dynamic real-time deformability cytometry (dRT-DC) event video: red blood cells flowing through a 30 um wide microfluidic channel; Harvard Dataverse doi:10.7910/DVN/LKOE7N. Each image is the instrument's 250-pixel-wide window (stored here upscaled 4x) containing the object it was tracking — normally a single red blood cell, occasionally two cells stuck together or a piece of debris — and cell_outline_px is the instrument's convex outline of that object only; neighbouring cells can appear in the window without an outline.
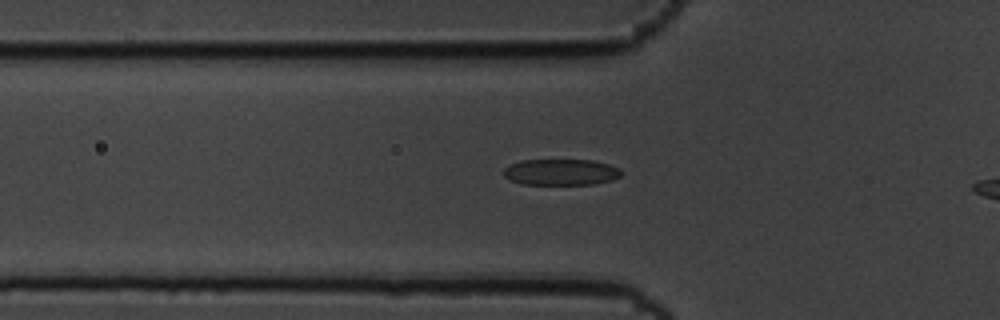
{"species": "common noctule bat (a hibernating species)", "species_latin": "Nyctalus noctula", "temperature_condition": "cold", "stored_images_in_passage": 40, "camera_frame_rate_fps": 3000, "um_per_image_px": 0.085, "animal": {"sex": "male", "body_mass_g": 19.5, "forearm_length_mm": 54.6}, "frame": {"image": 1, "passage_image": 9, "time_ms": 2.667, "image_size_px": [1000, 320], "cell_outline_px": [[620, 176], [612, 180], [592, 184], [520, 184], [504, 176], [504, 168], [520, 160], [592, 160], [608, 164], [620, 168]], "centroid_in_image_um": [47.68, 14.62], "position_along_channel_um": 78.1, "area_um2": 17.8}}
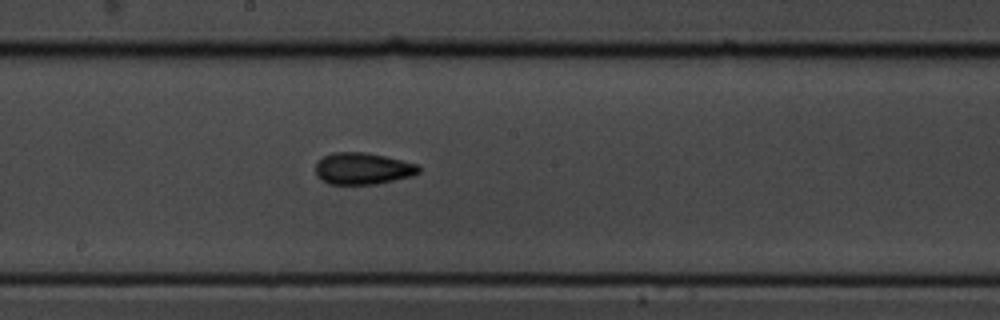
{"frame": {"image": 2, "passage_image": 21, "time_ms": 6.667, "image_size_px": [1000, 320], "cell_outline_px": [[420, 172], [412, 176], [376, 184], [328, 184], [320, 180], [316, 176], [316, 164], [324, 156], [332, 152], [364, 152], [384, 156], [420, 164]], "centroid_in_image_um": [30.84, 14.33], "position_along_channel_um": 217.4, "area_um2": 19.19}}
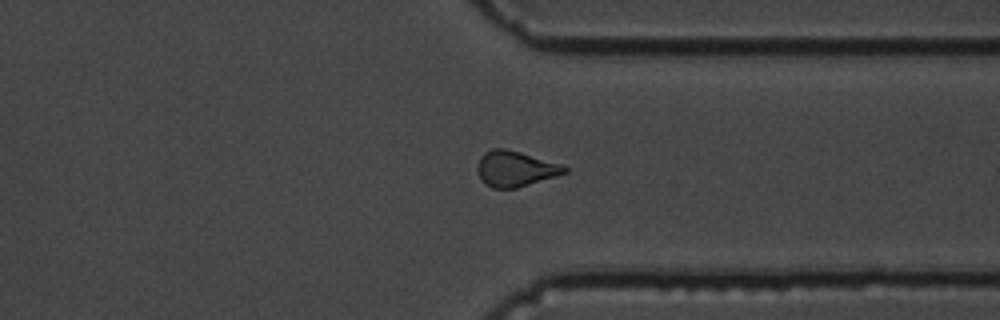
{"frame": {"image": 3, "passage_image": 34, "time_ms": 11.0, "image_size_px": [1000, 320], "cell_outline_px": [[568, 172], [556, 176], [516, 188], [492, 188], [484, 184], [476, 168], [480, 156], [484, 152], [492, 148], [504, 148], [520, 152], [564, 164], [568, 168]], "centroid_in_image_um": [43.81, 14.33], "position_along_channel_um": 367.6, "area_um2": 18.21}}